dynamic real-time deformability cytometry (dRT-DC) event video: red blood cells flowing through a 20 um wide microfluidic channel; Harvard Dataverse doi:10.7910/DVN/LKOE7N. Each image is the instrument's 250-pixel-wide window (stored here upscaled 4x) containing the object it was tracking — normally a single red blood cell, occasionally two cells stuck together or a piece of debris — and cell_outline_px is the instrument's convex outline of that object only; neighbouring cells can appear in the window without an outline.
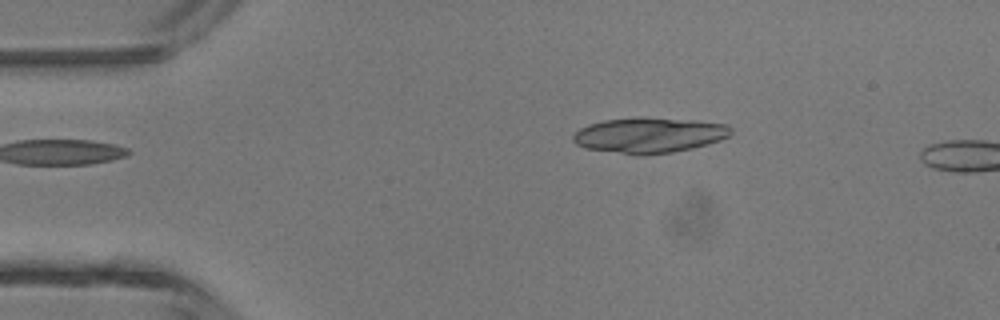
{"species": "common noctule bat (a hibernating species)", "species_latin": "Nyctalus noctula", "temperature_condition": "room temperature", "stored_images_in_passage": 3, "camera_frame_rate_fps": 3000, "um_per_image_px": 0.085, "animal": {"sex": "male", "body_mass_g": 13.3}, "frame": {"image": 1, "passage_image": 2, "time_ms": 0.333, "image_size_px": [1000, 320], "cell_outline_px": [[732, 132], [728, 136], [720, 140], [708, 144], [692, 148], [672, 152], [644, 156], [636, 156], [584, 148], [576, 144], [572, 140], [572, 136], [580, 128], [588, 124], [604, 120], [636, 116], [640, 116], [696, 120], [728, 124], [732, 128]], "centroid_in_image_um": [55.16, 11.48], "position_along_channel_um": 29.8, "area_um2": 33.29}}